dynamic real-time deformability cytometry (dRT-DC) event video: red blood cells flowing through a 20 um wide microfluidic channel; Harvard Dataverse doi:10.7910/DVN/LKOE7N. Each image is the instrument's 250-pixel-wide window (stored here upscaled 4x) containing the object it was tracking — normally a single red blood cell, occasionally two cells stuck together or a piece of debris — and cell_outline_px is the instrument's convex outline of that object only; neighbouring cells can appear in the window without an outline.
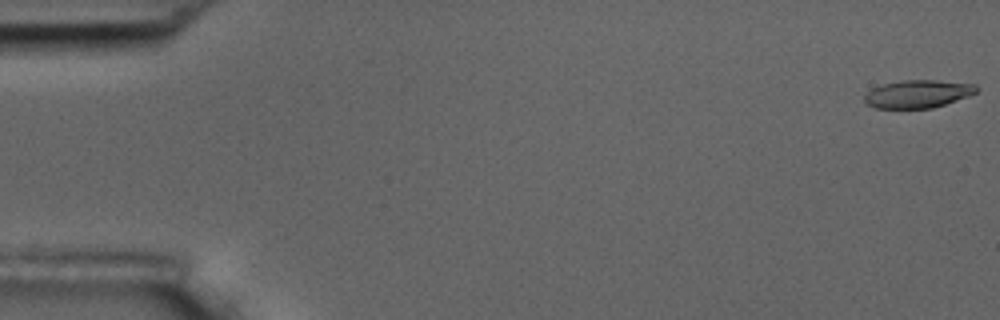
{"species": "common noctule bat (a hibernating species)", "species_latin": "Nyctalus noctula", "temperature_condition": "room temperature", "stored_images_in_passage": 6, "camera_frame_rate_fps": 3000, "um_per_image_px": 0.085, "animal": {"sex": "male", "body_mass_g": 17.5, "forearm_length_mm": 52.3}, "frame": {"image": 1, "passage_image": 1, "time_ms": 0.0, "image_size_px": [1000, 320], "cell_outline_px": [[980, 88], [976, 92], [968, 96], [932, 108], [876, 108], [868, 104], [864, 100], [864, 96], [872, 88], [884, 84], [904, 80], [936, 80], [976, 84]], "centroid_in_image_um": [78.04, 7.97], "position_along_channel_um": 7.0, "area_um2": 18.03}}
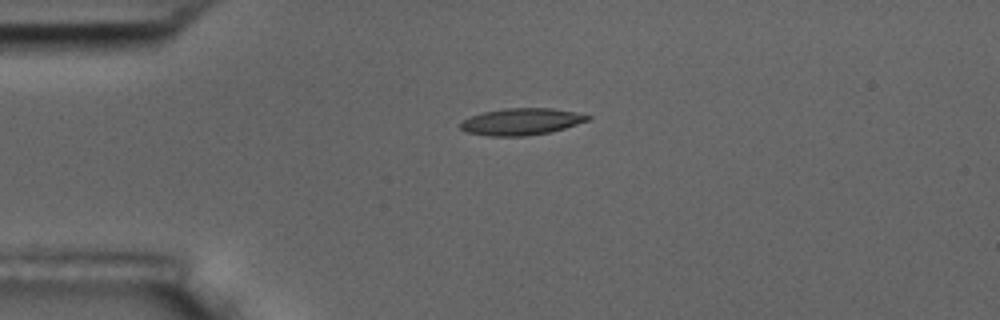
{"frame": {"image": 2, "passage_image": 4, "time_ms": 4.333, "image_size_px": [1000, 320], "cell_outline_px": [[592, 116], [588, 120], [564, 128], [548, 132], [524, 136], [488, 136], [468, 132], [460, 128], [460, 124], [464, 120], [472, 116], [484, 112], [504, 108], [552, 108]], "centroid_in_image_um": [44.29, 10.34], "position_along_channel_um": 40.7, "area_um2": 19.48}}